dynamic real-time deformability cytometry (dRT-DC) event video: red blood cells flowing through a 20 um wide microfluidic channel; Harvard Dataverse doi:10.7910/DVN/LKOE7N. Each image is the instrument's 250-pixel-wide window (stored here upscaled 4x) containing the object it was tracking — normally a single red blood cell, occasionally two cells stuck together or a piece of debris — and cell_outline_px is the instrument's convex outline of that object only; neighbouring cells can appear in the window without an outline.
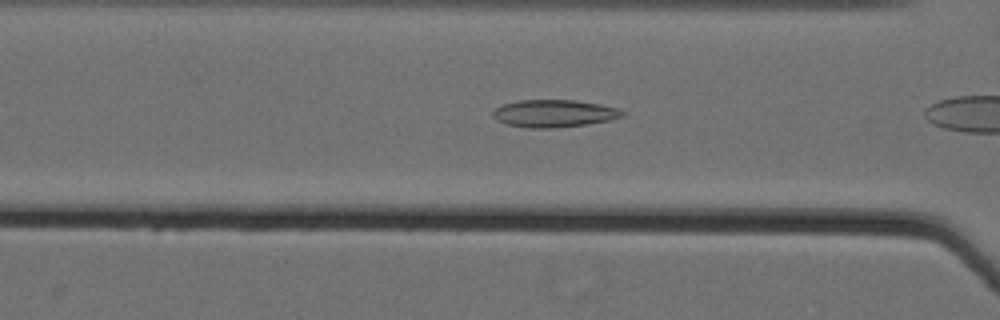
{"species": "Egyptian fruit bat (a non-hibernating species)", "species_latin": "Rousettus aegyptiacus", "temperature_condition": "cold", "stored_images_in_passage": 17, "camera_frame_rate_fps": 3000, "um_per_image_px": 0.085, "animal": {"sex": "female"}, "frame": {"image": 1, "passage_image": 6, "time_ms": 1.667, "image_size_px": [1000, 320], "cell_outline_px": [[628, 112], [624, 116], [608, 120], [588, 124], [552, 128], [528, 128], [508, 124], [496, 120], [492, 116], [492, 112], [500, 104], [520, 100], [572, 100], [600, 104], [620, 108]], "centroid_in_image_um": [47.11, 9.64], "position_along_channel_um": 119.5, "area_um2": 20.87}}